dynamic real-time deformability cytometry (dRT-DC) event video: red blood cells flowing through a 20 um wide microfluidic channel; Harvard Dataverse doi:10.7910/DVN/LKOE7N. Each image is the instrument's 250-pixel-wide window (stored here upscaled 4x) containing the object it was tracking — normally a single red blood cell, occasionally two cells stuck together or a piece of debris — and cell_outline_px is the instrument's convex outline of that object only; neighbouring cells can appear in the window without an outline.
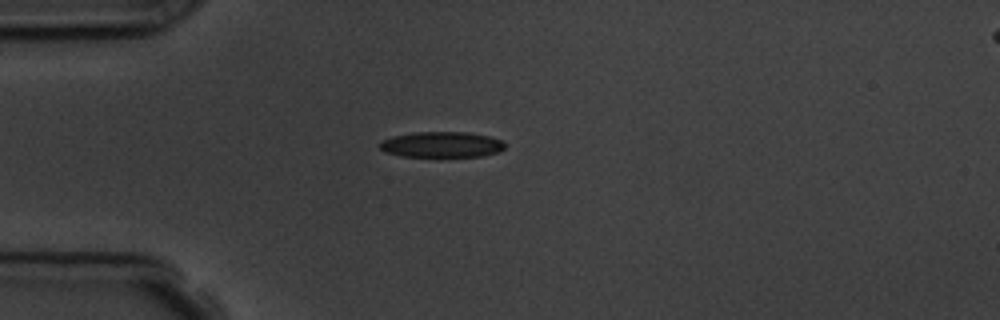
{"species": "common noctule bat (a hibernating species)", "species_latin": "Nyctalus noctula", "temperature_condition": "room temperature", "stored_images_in_passage": 2, "segment_of_instrument_passage": [1, 2], "camera_frame_rate_fps": 3000, "um_per_image_px": 0.085, "animal": {"sex": "male", "body_mass_g": 19.5, "forearm_length_mm": 54.6}, "frame": {"image": 1, "passage_image": 1, "time_ms": 0.0, "image_size_px": [1000, 320], "cell_outline_px": [[504, 148], [500, 152], [480, 156], [400, 156], [384, 152], [376, 144], [380, 140], [392, 136], [412, 132], [468, 132], [488, 136], [504, 140]], "centroid_in_image_um": [37.49, 12.28], "position_along_channel_um": 47.5, "area_um2": 18.96}}